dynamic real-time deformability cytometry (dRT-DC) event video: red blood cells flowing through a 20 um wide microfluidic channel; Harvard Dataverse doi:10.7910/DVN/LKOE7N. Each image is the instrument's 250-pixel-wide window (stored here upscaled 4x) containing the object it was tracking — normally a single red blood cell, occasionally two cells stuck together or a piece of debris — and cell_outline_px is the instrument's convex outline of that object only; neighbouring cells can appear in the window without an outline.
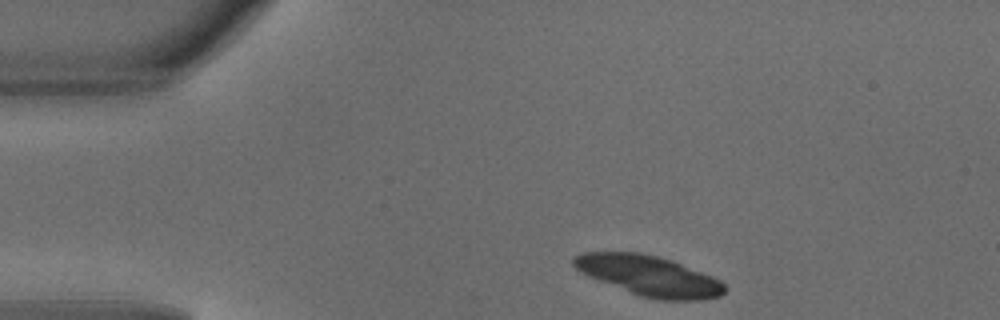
{"species": "common noctule bat (a hibernating species)", "species_latin": "Nyctalus noctula", "temperature_condition": "warm", "stored_images_in_passage": 2, "camera_frame_rate_fps": 3000, "um_per_image_px": 0.085, "animal": {"sex": "male", "body_mass_g": 18.8}, "frame": {"image": 1, "passage_image": 1, "time_ms": 0.0, "image_size_px": [1000, 320], "cell_outline_px": [[728, 288], [720, 296], [704, 300], [660, 300], [640, 296], [588, 276], [580, 272], [572, 264], [572, 256], [580, 252], [640, 252], [672, 260], [712, 276], [720, 280]], "centroid_in_image_um": [55.16, 23.43], "position_along_channel_um": 29.8, "area_um2": 35.49}}